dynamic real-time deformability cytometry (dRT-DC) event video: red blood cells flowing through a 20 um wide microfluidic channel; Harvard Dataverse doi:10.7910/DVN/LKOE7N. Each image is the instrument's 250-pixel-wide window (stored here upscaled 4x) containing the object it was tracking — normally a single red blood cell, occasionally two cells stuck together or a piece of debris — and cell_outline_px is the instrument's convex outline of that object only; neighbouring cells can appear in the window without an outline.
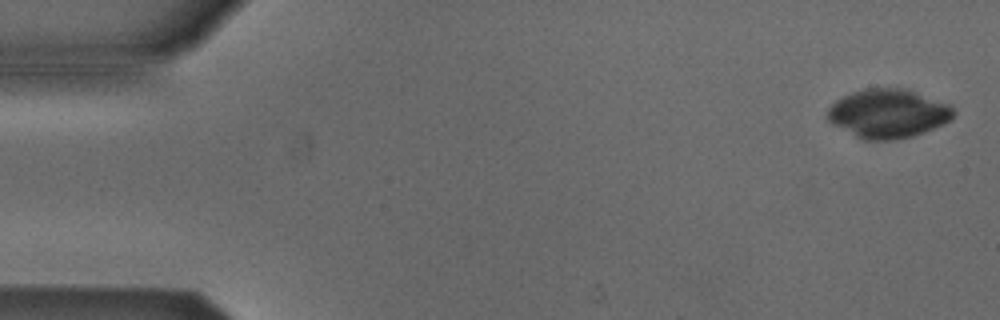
{"species": "Egyptian fruit bat (a non-hibernating species)", "species_latin": "Rousettus aegyptiacus", "temperature_condition": "cold", "stored_images_in_passage": 5, "camera_frame_rate_fps": 3000, "um_per_image_px": 0.085, "animal": {"sex": "male"}, "frame": {"image": 1, "passage_image": 1, "time_ms": 0.0, "image_size_px": [1000, 320], "cell_outline_px": [[956, 112], [952, 120], [944, 124], [912, 136], [888, 140], [864, 140], [832, 124], [828, 120], [828, 108], [836, 100], [852, 92], [864, 88], [908, 88], [952, 104]], "centroid_in_image_um": [75.55, 9.63], "position_along_channel_um": 9.5, "area_um2": 36.18}}